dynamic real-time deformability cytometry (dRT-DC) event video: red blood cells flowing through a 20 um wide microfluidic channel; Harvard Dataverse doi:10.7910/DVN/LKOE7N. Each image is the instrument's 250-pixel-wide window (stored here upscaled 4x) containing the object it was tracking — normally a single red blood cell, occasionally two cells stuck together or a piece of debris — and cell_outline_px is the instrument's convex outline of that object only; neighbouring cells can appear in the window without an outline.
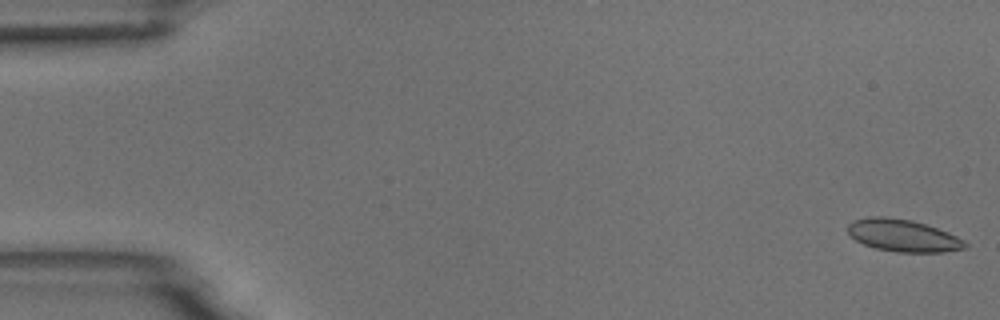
{"species": "common noctule bat (a hibernating species)", "species_latin": "Nyctalus noctula", "temperature_condition": "room temperature", "stored_images_in_passage": 54, "camera_frame_rate_fps": 3000, "um_per_image_px": 0.085, "animal": {"sex": "male", "body_mass_g": 18.8}, "frame": {"image": 1, "passage_image": 1, "time_ms": 0.0, "image_size_px": [1000, 320], "cell_outline_px": [[968, 248], [944, 252], [896, 252], [876, 248], [864, 244], [856, 240], [848, 232], [848, 224], [852, 220], [868, 216], [884, 216], [912, 220], [948, 232], [964, 240], [968, 244]], "centroid_in_image_um": [76.76, 20.01], "position_along_channel_um": 8.2, "area_um2": 22.08}}
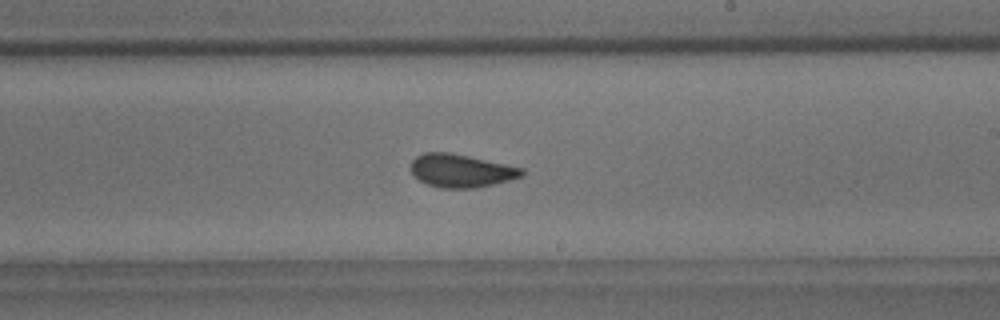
{"frame": {"image": 2, "passage_image": 32, "time_ms": 10.333, "image_size_px": [1000, 320], "cell_outline_px": [[524, 176], [476, 188], [440, 188], [428, 184], [420, 180], [412, 172], [412, 160], [416, 156], [424, 152], [448, 152], [468, 156], [524, 168]], "centroid_in_image_um": [39.2, 14.51], "position_along_channel_um": 249.8, "area_um2": 21.21}}
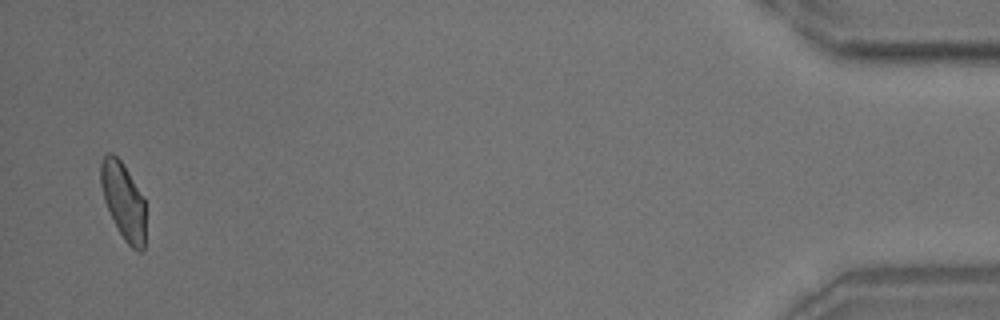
{"frame": {"image": 3, "passage_image": 53, "time_ms": 17.333, "image_size_px": [1000, 320], "cell_outline_px": [[144, 248], [140, 252], [132, 248], [124, 240], [104, 200], [100, 184], [100, 164], [104, 156], [108, 152], [112, 152], [120, 160], [128, 172], [144, 200]], "centroid_in_image_um": [10.46, 17.05], "position_along_channel_um": 424.7, "area_um2": 19.54}, "authors_computed_cell_mechanics": {"area_um2": 21.5883, "velocity_mm_per_s": 3.7105, "shape_relaxation_time_tau1_ms": 7.3544, "shape_relaxation_time_tau2_ms": 1.0535, "deformation_change_tau1": 0.1407, "deformation_change_tau2": 0.0608}}